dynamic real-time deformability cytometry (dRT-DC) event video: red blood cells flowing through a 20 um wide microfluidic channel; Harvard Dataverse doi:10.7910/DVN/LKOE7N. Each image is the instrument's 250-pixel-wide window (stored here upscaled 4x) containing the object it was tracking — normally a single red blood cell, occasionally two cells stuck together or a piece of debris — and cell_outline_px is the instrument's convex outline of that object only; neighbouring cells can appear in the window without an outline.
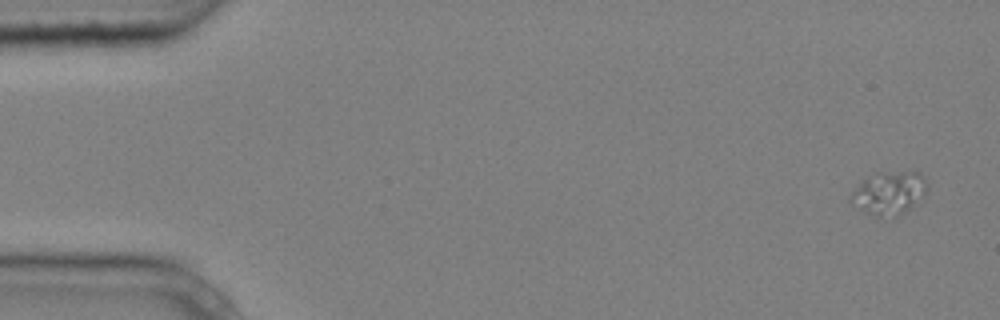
{"species": "common noctule bat (a hibernating species)", "species_latin": "Nyctalus noctula", "temperature_condition": "cold", "stored_images_in_passage": 5, "camera_frame_rate_fps": 3000, "um_per_image_px": 0.085, "animal": {"sex": "male", "body_mass_g": 20.4}, "frame": {"image": 1, "passage_image": 1, "time_ms": 0.0, "image_size_px": [1000, 320], "cell_outline_px": [[928, 188], [920, 204], [896, 216], [872, 216], [848, 200], [852, 192], [864, 180], [876, 172], [920, 172], [924, 176], [928, 184]], "centroid_in_image_um": [75.64, 16.41], "position_along_channel_um": 9.4, "area_um2": 19.31}}
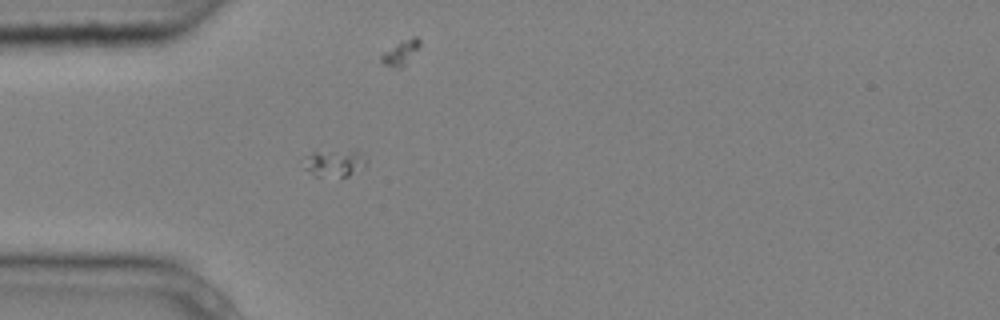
{"frame": {"image": 2, "passage_image": 5, "time_ms": 1.333, "image_size_px": [1000, 320], "cell_outline_px": [[368, 160], [364, 168], [348, 176], [316, 176], [304, 168], [304, 156], [312, 152], [356, 148], [368, 156]], "centroid_in_image_um": [28.52, 13.8], "position_along_channel_um": 56.5, "area_um2": 10.46}}